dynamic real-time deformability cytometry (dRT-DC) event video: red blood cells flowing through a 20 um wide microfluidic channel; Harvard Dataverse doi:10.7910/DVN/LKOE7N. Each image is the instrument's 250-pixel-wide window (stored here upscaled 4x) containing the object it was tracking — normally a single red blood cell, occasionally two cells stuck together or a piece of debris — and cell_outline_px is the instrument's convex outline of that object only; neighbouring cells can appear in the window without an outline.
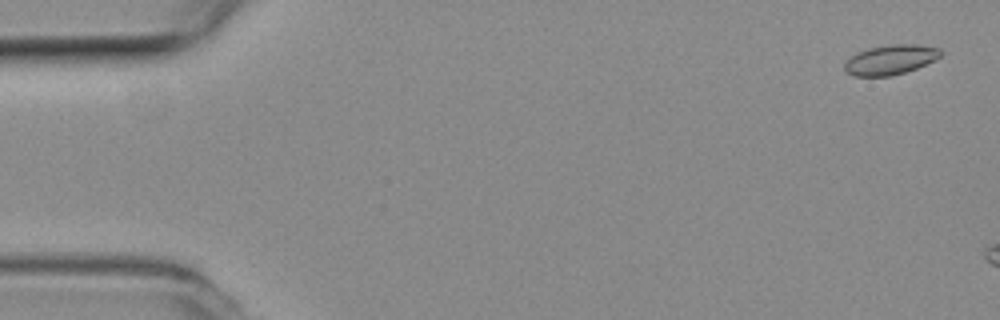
{"species": "common noctule bat (a hibernating species)", "species_latin": "Nyctalus noctula", "temperature_condition": "room temperature", "stored_images_in_passage": 8, "camera_frame_rate_fps": 3000, "um_per_image_px": 0.085, "animal": {"sex": "female", "body_mass_g": 19.3, "forearm_length_mm": 54.1}, "frame": {"image": 1, "passage_image": 2, "time_ms": 0.333, "image_size_px": [1000, 320], "cell_outline_px": [[940, 56], [916, 68], [892, 76], [852, 76], [844, 68], [844, 64], [852, 56], [868, 48], [892, 44], [912, 44], [940, 48]], "centroid_in_image_um": [75.66, 5.08], "position_along_channel_um": 9.3, "area_um2": 16.24}}